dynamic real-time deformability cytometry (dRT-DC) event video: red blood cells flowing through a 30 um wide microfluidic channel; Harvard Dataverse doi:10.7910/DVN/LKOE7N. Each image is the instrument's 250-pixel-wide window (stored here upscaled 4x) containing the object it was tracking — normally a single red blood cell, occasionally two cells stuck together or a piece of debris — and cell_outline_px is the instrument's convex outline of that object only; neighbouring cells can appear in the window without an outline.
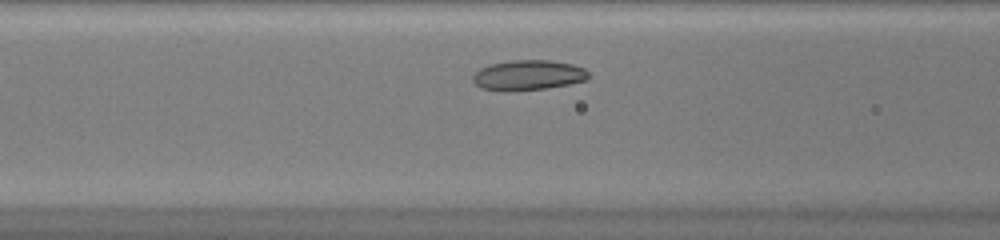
{"species": "common noctule bat (a hibernating species)", "species_latin": "Nyctalus noctula", "temperature_condition": "warm", "stored_images_in_passage": 28, "camera_frame_rate_fps": 3000, "um_per_image_px": 0.085, "animal": {"sex": "female", "body_mass_g": 20.0, "forearm_length_mm": 54.0}, "frame": {"image": 1, "passage_image": 7, "time_ms": 2.0, "image_size_px": [1000, 240], "cell_outline_px": [[588, 80], [568, 84], [544, 88], [516, 92], [500, 92], [480, 88], [472, 80], [472, 76], [480, 68], [488, 64], [508, 60], [552, 60], [572, 64], [584, 68], [588, 72]], "centroid_in_image_um": [44.84, 6.4], "position_along_channel_um": 121.8, "area_um2": 20.75}}
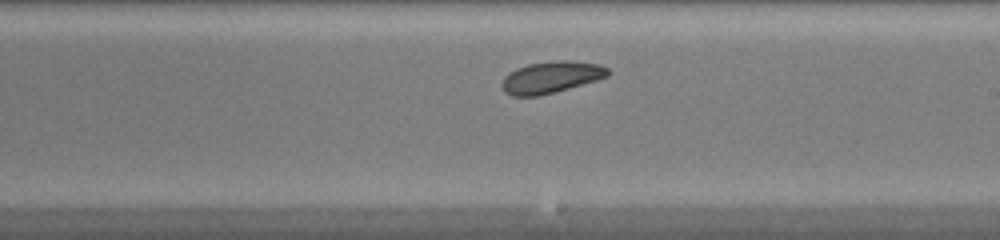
{"frame": {"image": 2, "passage_image": 16, "time_ms": 5.0, "image_size_px": [1000, 240], "cell_outline_px": [[608, 76], [596, 80], [568, 88], [536, 96], [512, 96], [504, 92], [500, 84], [504, 76], [508, 72], [516, 68], [528, 64], [556, 60], [572, 60], [600, 64], [608, 68]], "centroid_in_image_um": [46.8, 6.55], "position_along_channel_um": 242.2, "area_um2": 19.59}}
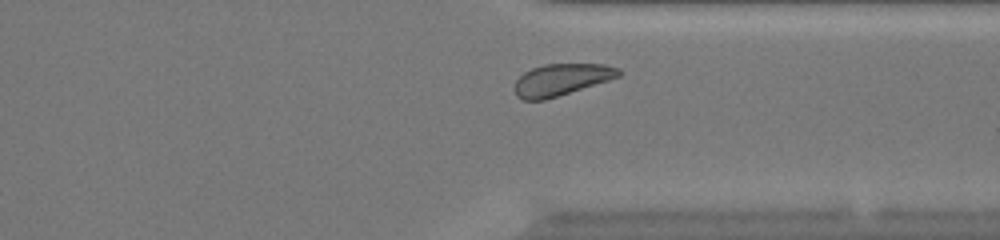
{"frame": {"image": 3, "passage_image": 25, "time_ms": 8.0, "image_size_px": [1000, 240], "cell_outline_px": [[624, 72], [620, 76], [608, 80], [544, 100], [524, 100], [516, 96], [516, 80], [524, 72], [532, 68], [544, 64], [604, 64], [620, 68]], "centroid_in_image_um": [47.74, 6.75], "position_along_channel_um": 363.7, "area_um2": 19.07}, "authors_computed_cell_mechanics": {"area_um2": 19.7965, "velocity_mm_per_s": 4.0309, "shape_relaxation_time_tau1_ms": 2.199, "shape_relaxation_time_tau2_ms": null, "deformation_change_tau1": 0.0697, "deformation_change_tau2": null}}